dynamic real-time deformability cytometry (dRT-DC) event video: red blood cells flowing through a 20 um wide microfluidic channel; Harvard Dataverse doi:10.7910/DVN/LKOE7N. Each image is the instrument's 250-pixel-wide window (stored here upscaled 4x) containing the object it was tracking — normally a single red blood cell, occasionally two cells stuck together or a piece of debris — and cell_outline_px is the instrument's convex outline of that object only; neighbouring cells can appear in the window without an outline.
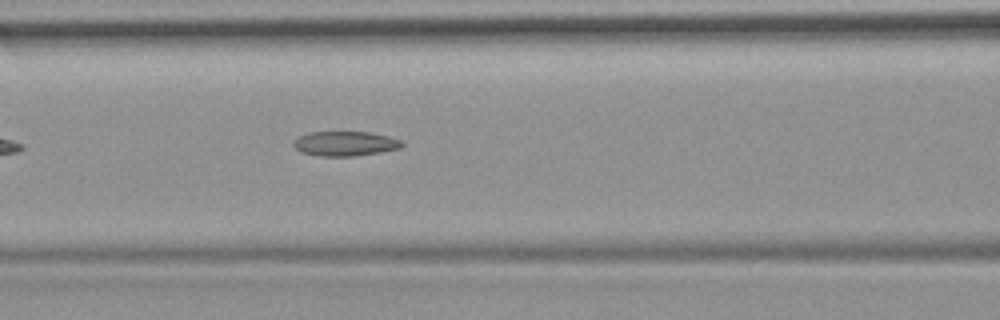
{"species": "common noctule bat (a hibernating species)", "species_latin": "Nyctalus noctula", "temperature_condition": "room temperature", "stored_images_in_passage": 6, "camera_frame_rate_fps": 3000, "um_per_image_px": 0.085, "animal": {"sex": "female", "body_mass_g": 19.9}, "frame": {"image": 1, "passage_image": 6, "time_ms": 7.333, "image_size_px": [1000, 320], "cell_outline_px": [[404, 144], [400, 148], [380, 152], [352, 156], [320, 156], [300, 152], [292, 144], [300, 136], [308, 132], [368, 132], [388, 136], [404, 140]], "centroid_in_image_um": [29.36, 12.2], "position_along_channel_um": 137.2, "area_um2": 15.55}}